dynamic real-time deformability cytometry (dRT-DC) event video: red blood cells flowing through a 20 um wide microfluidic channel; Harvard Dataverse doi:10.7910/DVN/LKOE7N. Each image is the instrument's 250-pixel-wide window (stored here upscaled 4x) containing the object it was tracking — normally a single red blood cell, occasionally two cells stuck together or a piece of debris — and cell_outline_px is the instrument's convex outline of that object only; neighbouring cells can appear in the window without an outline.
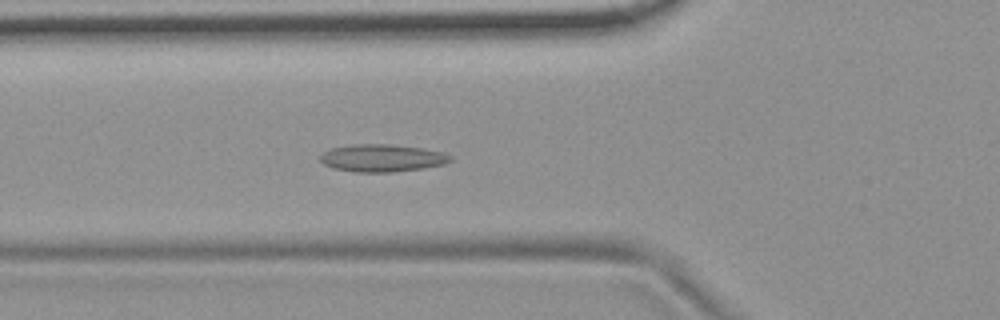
{"species": "common noctule bat (a hibernating species)", "species_latin": "Nyctalus noctula", "temperature_condition": "room temperature", "stored_images_in_passage": 54, "camera_frame_rate_fps": 3000, "um_per_image_px": 0.085, "animal": {"sex": "female", "body_mass_g": 19.9}, "frame": {"image": 1, "passage_image": 19, "time_ms": 6.0, "image_size_px": [1000, 320], "cell_outline_px": [[452, 160], [444, 164], [424, 168], [392, 172], [356, 172], [332, 168], [324, 164], [320, 160], [320, 156], [324, 152], [332, 148], [352, 144], [388, 144], [424, 148], [444, 152], [452, 156]], "centroid_in_image_um": [32.5, 13.43], "position_along_channel_um": 93.3, "area_um2": 20.92}}
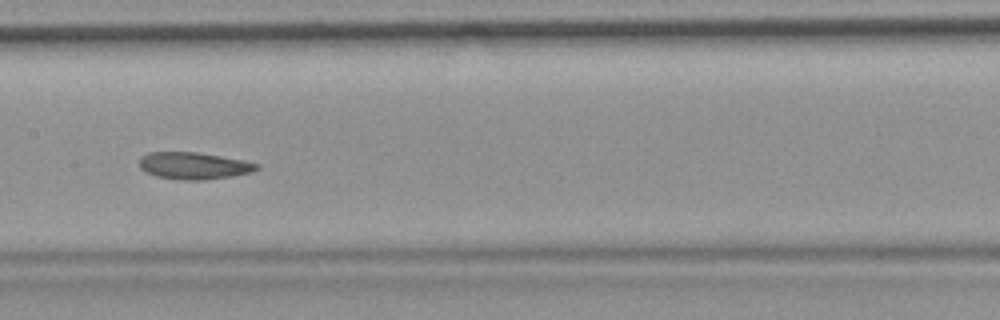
{"frame": {"image": 2, "passage_image": 27, "time_ms": 8.667, "image_size_px": [1000, 320], "cell_outline_px": [[260, 168], [252, 172], [232, 176], [204, 180], [184, 180], [156, 176], [140, 168], [140, 156], [148, 152], [196, 152], [244, 160], [260, 164]], "centroid_in_image_um": [16.5, 14.08], "position_along_channel_um": 190.9, "area_um2": 18.44}}
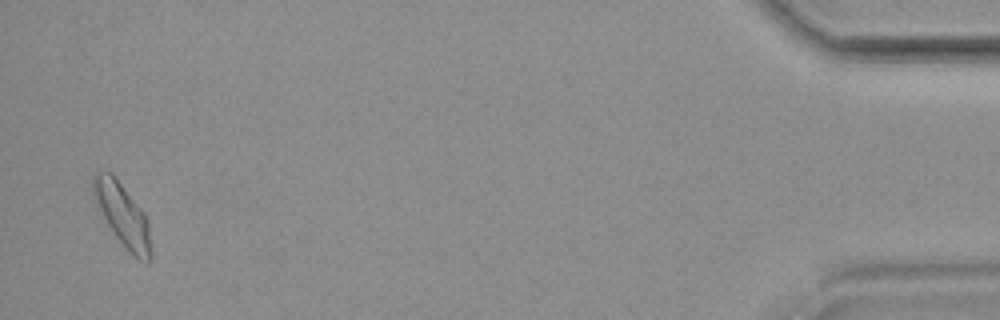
{"frame": {"image": 3, "passage_image": 53, "time_ms": 17.333, "image_size_px": [1000, 320], "cell_outline_px": [[152, 260], [148, 264], [140, 260], [116, 236], [104, 220], [96, 204], [92, 192], [92, 176], [96, 172], [112, 172], [144, 212], [148, 220], [152, 256]], "centroid_in_image_um": [10.42, 18.24], "position_along_channel_um": 424.8, "area_um2": 21.04}, "authors_computed_cell_mechanics": {"area_um2": 19.4208, "velocity_mm_per_s": 3.6651, "shape_relaxation_time_tau1_ms": null, "shape_relaxation_time_tau2_ms": 1.8538, "deformation_change_tau1": null, "deformation_change_tau2": 0.0679}}